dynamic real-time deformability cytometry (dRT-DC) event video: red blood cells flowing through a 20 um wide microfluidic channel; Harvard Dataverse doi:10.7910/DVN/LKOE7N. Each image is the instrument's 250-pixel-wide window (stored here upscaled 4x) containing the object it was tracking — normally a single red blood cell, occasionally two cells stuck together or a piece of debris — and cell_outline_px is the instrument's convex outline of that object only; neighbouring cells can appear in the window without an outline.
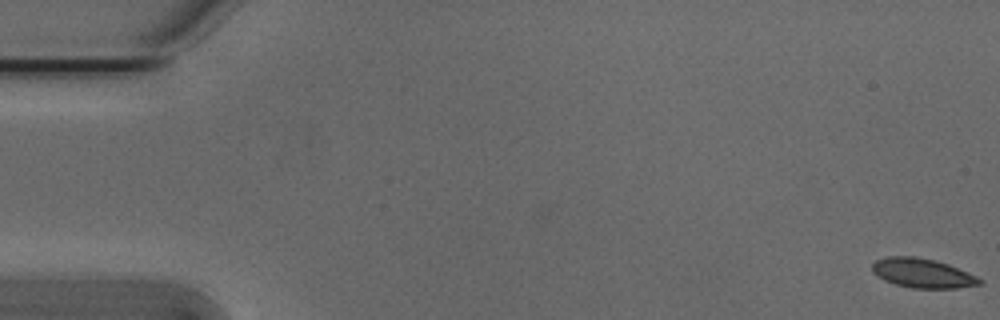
{"species": "Egyptian fruit bat (a non-hibernating species)", "species_latin": "Rousettus aegyptiacus", "temperature_condition": "cold", "stored_images_in_passage": 13, "camera_frame_rate_fps": 3000, "um_per_image_px": 0.085, "animal": {"sex": "male"}, "frame": {"image": 1, "passage_image": 1, "time_ms": 0.0, "image_size_px": [1000, 320], "cell_outline_px": [[984, 284], [956, 288], [912, 288], [896, 284], [884, 280], [872, 272], [872, 264], [876, 260], [888, 256], [916, 256], [936, 260], [948, 264], [968, 272], [984, 280]], "centroid_in_image_um": [78.44, 23.21], "position_along_channel_um": 6.6, "area_um2": 18.5}}